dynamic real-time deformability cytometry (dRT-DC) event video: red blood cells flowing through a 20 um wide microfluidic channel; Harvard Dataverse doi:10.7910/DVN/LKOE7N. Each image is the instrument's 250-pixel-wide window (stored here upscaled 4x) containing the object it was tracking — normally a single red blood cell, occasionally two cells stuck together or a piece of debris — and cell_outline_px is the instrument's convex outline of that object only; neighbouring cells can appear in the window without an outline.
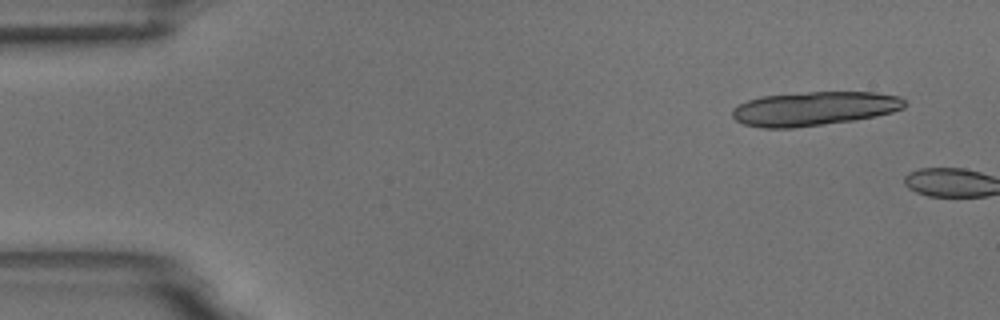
{"species": "common noctule bat (a hibernating species)", "species_latin": "Nyctalus noctula", "temperature_condition": "room temperature", "stored_images_in_passage": 2, "camera_frame_rate_fps": 3000, "um_per_image_px": 0.085, "animal": {"sex": "male", "body_mass_g": 18.8}, "frame": {"image": 1, "passage_image": 1, "time_ms": 0.0, "image_size_px": [1000, 320], "cell_outline_px": [[904, 108], [892, 112], [876, 116], [856, 120], [792, 128], [760, 128], [744, 124], [736, 120], [732, 116], [732, 108], [748, 100], [760, 96], [808, 92], [876, 92], [900, 96], [904, 100]], "centroid_in_image_um": [69.2, 9.23], "position_along_channel_um": 15.8, "area_um2": 34.28}}